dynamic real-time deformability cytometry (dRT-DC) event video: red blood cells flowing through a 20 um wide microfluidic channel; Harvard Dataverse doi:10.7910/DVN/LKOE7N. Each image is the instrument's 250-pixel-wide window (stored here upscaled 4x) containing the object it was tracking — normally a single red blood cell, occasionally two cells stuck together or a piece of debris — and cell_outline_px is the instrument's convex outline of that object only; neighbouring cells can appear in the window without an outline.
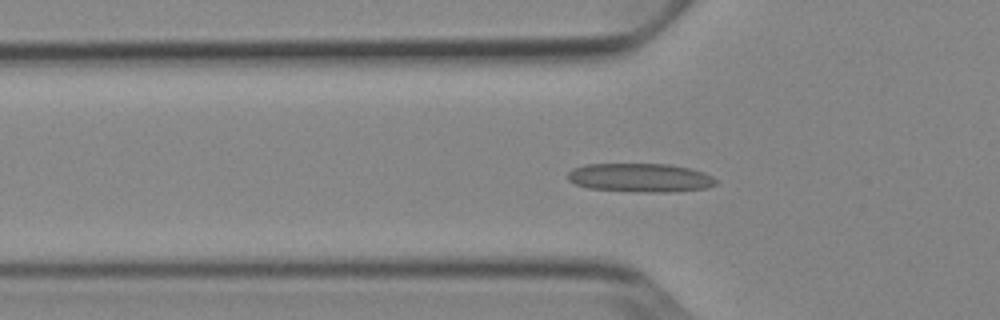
{"species": "Egyptian fruit bat (a non-hibernating species)", "species_latin": "Rousettus aegyptiacus", "temperature_condition": "cold", "stored_images_in_passage": 54, "camera_frame_rate_fps": 3000, "um_per_image_px": 0.085, "animal": {"sex": "female"}, "frame": {"image": 1, "passage_image": 18, "time_ms": 5.667, "image_size_px": [1000, 320], "cell_outline_px": [[716, 184], [708, 188], [668, 192], [648, 192], [588, 188], [576, 184], [568, 180], [568, 172], [572, 168], [584, 164], [668, 164], [692, 168], [704, 172], [712, 176], [716, 180]], "centroid_in_image_um": [54.43, 15.09], "position_along_channel_um": 71.4, "area_um2": 24.85}}
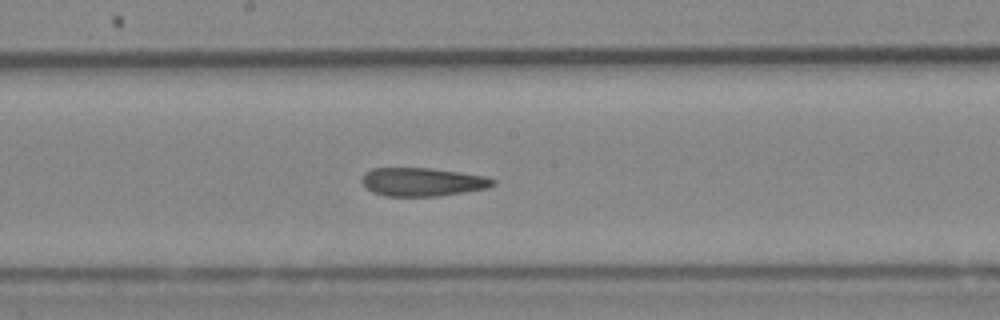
{"frame": {"image": 2, "passage_image": 29, "time_ms": 9.333, "image_size_px": [1000, 320], "cell_outline_px": [[496, 184], [488, 188], [440, 196], [384, 196], [372, 192], [364, 184], [364, 172], [372, 168], [432, 168], [460, 172], [484, 176], [496, 180]], "centroid_in_image_um": [35.94, 15.46], "position_along_channel_um": 212.3, "area_um2": 21.68}}
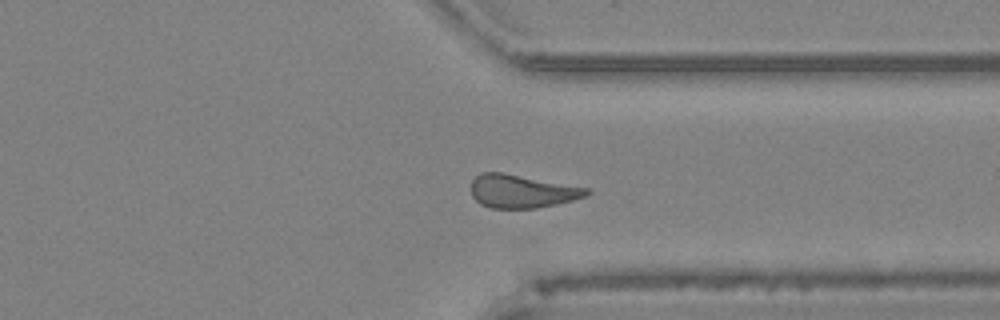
{"frame": {"image": 3, "passage_image": 41, "time_ms": 13.333, "image_size_px": [1000, 320], "cell_outline_px": [[592, 192], [584, 196], [572, 200], [556, 204], [536, 208], [492, 208], [480, 204], [472, 196], [472, 180], [480, 172], [504, 172], [588, 188]], "centroid_in_image_um": [44.34, 16.25], "position_along_channel_um": 367.1, "area_um2": 22.31}, "authors_computed_cell_mechanics": {"area_um2": 22.7732, "velocity_mm_per_s": 3.8613, "shape_relaxation_time_tau1_ms": 7.4489, "shape_relaxation_time_tau2_ms": 2.7482, "deformation_change_tau1": 0.1935, "deformation_change_tau2": 0.1146}}